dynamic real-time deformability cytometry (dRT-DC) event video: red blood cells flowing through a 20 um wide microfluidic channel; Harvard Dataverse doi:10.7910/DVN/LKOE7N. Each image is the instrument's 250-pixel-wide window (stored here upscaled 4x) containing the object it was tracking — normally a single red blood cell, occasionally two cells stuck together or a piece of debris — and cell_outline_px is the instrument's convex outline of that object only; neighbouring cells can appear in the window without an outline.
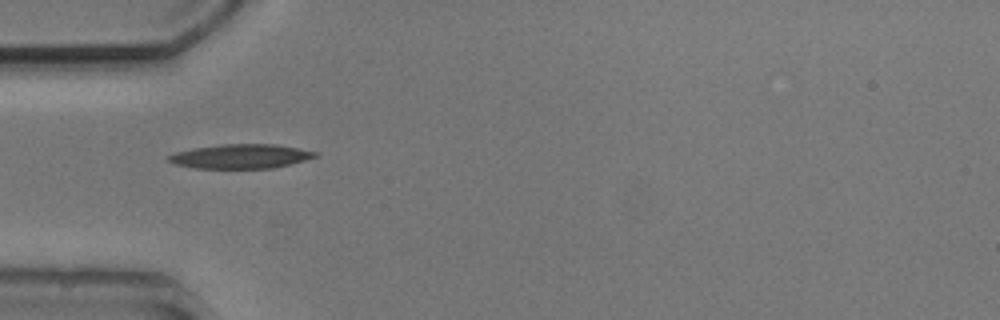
{"species": "common noctule bat (a hibernating species)", "species_latin": "Nyctalus noctula", "temperature_condition": "cold", "stored_images_in_passage": 3, "camera_frame_rate_fps": 3000, "um_per_image_px": 0.085, "animal": {"sex": "male", "body_mass_g": 20.5, "forearm_length_mm": 52.5}, "frame": {"image": 1, "passage_image": 1, "time_ms": 0.0, "image_size_px": [1000, 320], "cell_outline_px": [[320, 156], [272, 168], [192, 168], [176, 164], [168, 160], [168, 156], [176, 152], [192, 148], [220, 144], [276, 144], [320, 152]], "centroid_in_image_um": [20.49, 13.28], "position_along_channel_um": 64.5, "area_um2": 20.75}}